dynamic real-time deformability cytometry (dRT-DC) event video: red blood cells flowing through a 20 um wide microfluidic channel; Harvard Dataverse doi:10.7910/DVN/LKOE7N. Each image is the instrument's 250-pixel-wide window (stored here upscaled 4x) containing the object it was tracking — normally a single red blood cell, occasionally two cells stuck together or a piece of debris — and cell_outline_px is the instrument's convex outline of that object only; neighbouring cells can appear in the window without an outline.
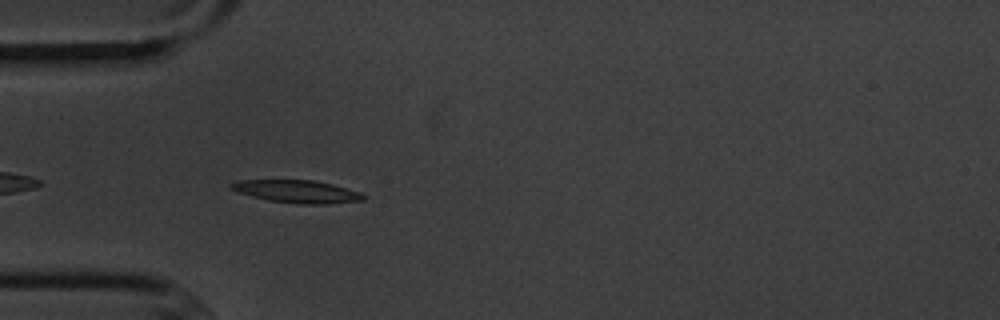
{"species": "common noctule bat (a hibernating species)", "species_latin": "Nyctalus noctula", "temperature_condition": "cold", "stored_images_in_passage": 34, "camera_frame_rate_fps": 3000, "um_per_image_px": 0.085, "animal": {"sex": "male", "body_mass_g": 20.1, "forearm_length_mm": 53.5}, "frame": {"image": 1, "passage_image": 4, "time_ms": 1.0, "image_size_px": [1000, 320], "cell_outline_px": [[364, 200], [328, 204], [300, 204], [268, 200], [252, 196], [228, 188], [228, 184], [240, 180], [312, 180], [332, 184], [360, 192], [364, 196]], "centroid_in_image_um": [25.23, 16.27], "position_along_channel_um": 59.8, "area_um2": 17.34}}
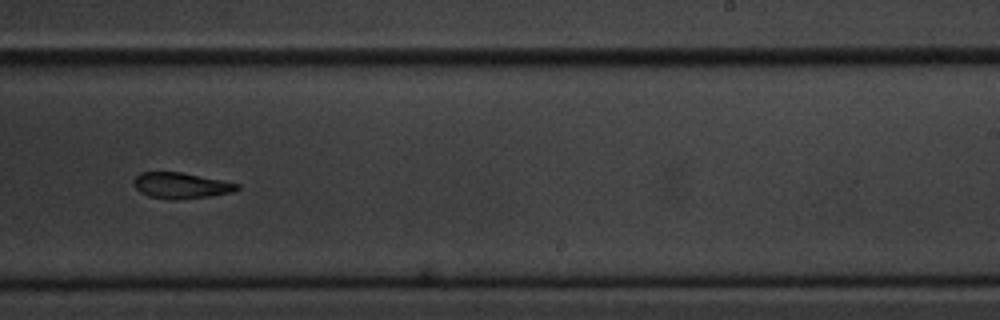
{"frame": {"image": 2, "passage_image": 22, "time_ms": 7.0, "image_size_px": [1000, 320], "cell_outline_px": [[240, 188], [232, 192], [208, 196], [176, 200], [172, 200], [148, 196], [140, 192], [132, 184], [132, 180], [140, 172], [180, 172], [240, 184]], "centroid_in_image_um": [15.33, 15.77], "position_along_channel_um": 273.7, "area_um2": 15.55}}
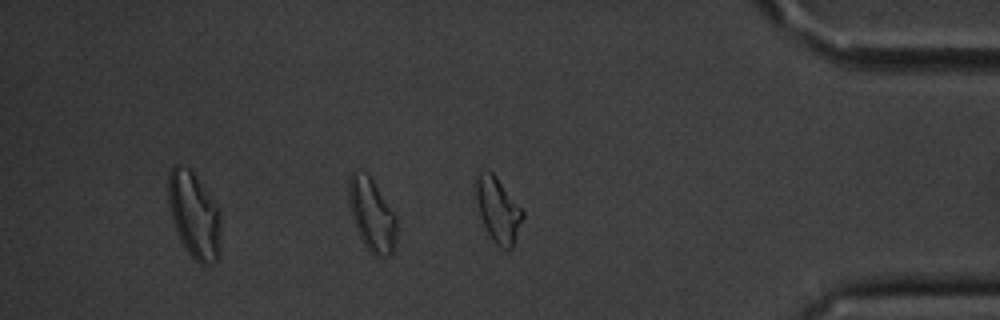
{"frame": {"image": 3, "passage_image": 34, "time_ms": 11.0, "image_size_px": [1000, 320], "cell_outline_px": [[524, 216], [512, 248], [508, 252], [500, 248], [492, 240], [480, 216], [476, 196], [476, 176], [484, 168], [492, 172], [496, 176], [524, 212]], "centroid_in_image_um": [42.33, 17.85], "position_along_channel_um": 392.9, "area_um2": 17.57}, "authors_computed_cell_mechanics": {"area_um2": 16.5308, "velocity_mm_per_s": 3.609, "shape_relaxation_time_tau1_ms": 2.5225, "shape_relaxation_time_tau2_ms": 4.1448, "deformation_change_tau1": 0.1319, "deformation_change_tau2": 0.1159}}